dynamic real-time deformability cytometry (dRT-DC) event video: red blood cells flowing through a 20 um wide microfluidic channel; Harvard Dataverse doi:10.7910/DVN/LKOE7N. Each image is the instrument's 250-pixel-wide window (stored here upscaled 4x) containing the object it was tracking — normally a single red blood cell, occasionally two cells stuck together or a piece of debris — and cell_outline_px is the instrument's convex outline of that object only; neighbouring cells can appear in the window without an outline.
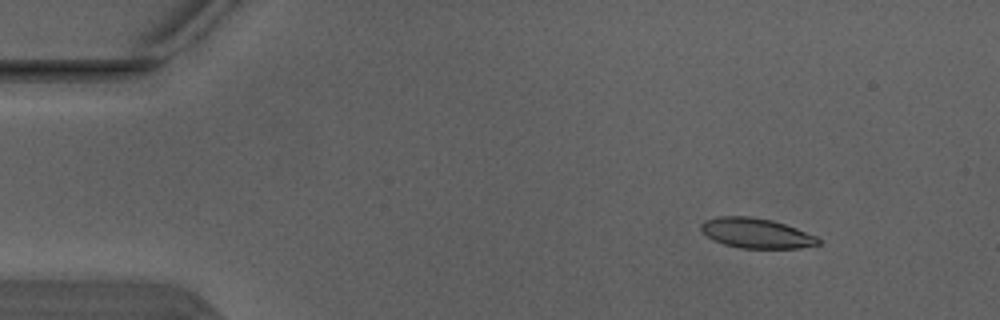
{"species": "Egyptian fruit bat (a non-hibernating species)", "species_latin": "Rousettus aegyptiacus", "temperature_condition": "warm", "stored_images_in_passage": 3, "camera_frame_rate_fps": 3000, "um_per_image_px": 0.085, "animal": {"sex": "male"}, "frame": {"image": 1, "passage_image": 1, "time_ms": 0.0, "image_size_px": [1000, 320], "cell_outline_px": [[824, 240], [820, 244], [800, 248], [740, 248], [724, 244], [712, 240], [700, 228], [700, 224], [704, 220], [716, 216], [748, 216], [772, 220], [796, 228], [816, 236]], "centroid_in_image_um": [64.29, 19.82], "position_along_channel_um": 20.7, "area_um2": 20.58}}
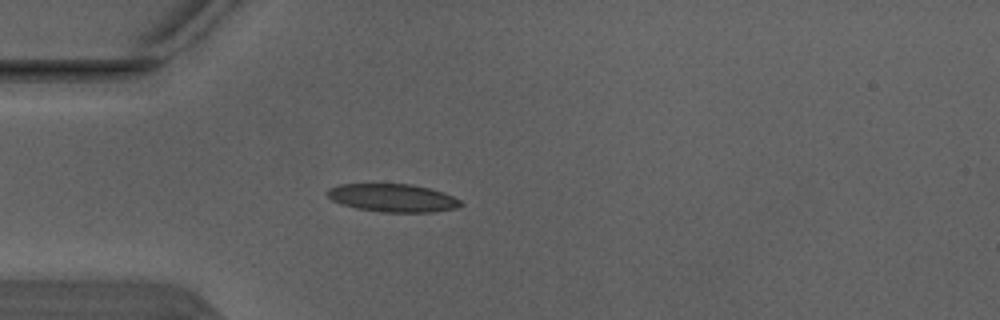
{"frame": {"image": 2, "passage_image": 3, "time_ms": 0.667, "image_size_px": [1000, 320], "cell_outline_px": [[464, 204], [456, 208], [432, 212], [384, 212], [356, 208], [332, 200], [324, 192], [328, 188], [340, 184], [408, 184], [428, 188], [444, 192], [460, 200]], "centroid_in_image_um": [33.38, 16.82], "position_along_channel_um": 51.6, "area_um2": 21.68}}